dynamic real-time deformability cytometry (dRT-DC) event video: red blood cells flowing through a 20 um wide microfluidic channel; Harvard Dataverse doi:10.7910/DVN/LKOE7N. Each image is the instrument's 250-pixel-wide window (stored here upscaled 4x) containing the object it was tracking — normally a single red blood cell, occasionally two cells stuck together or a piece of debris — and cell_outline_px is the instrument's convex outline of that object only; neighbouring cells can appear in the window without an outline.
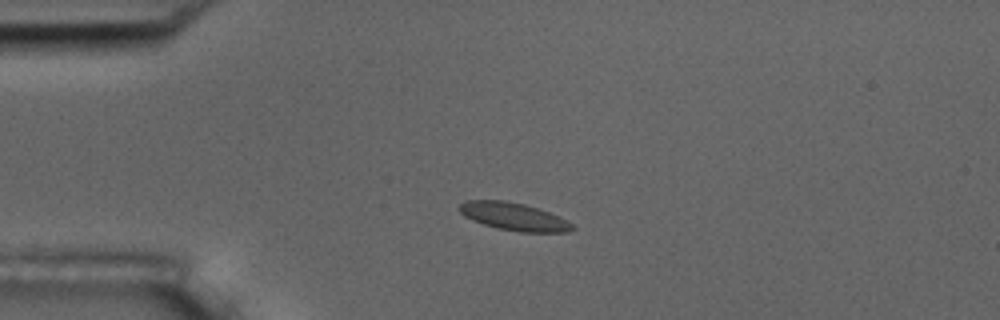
{"species": "common noctule bat (a hibernating species)", "species_latin": "Nyctalus noctula", "temperature_condition": "room temperature", "stored_images_in_passage": 3, "camera_frame_rate_fps": 3000, "um_per_image_px": 0.085, "animal": {"sex": "male", "body_mass_g": 17.5, "forearm_length_mm": 52.3}, "frame": {"image": 1, "passage_image": 2, "time_ms": 1.333, "image_size_px": [1000, 320], "cell_outline_px": [[576, 228], [568, 232], [520, 232], [496, 228], [472, 220], [464, 216], [456, 208], [464, 200], [504, 200], [524, 204], [548, 212], [572, 224]], "centroid_in_image_um": [43.61, 18.4], "position_along_channel_um": 41.4, "area_um2": 18.15}}